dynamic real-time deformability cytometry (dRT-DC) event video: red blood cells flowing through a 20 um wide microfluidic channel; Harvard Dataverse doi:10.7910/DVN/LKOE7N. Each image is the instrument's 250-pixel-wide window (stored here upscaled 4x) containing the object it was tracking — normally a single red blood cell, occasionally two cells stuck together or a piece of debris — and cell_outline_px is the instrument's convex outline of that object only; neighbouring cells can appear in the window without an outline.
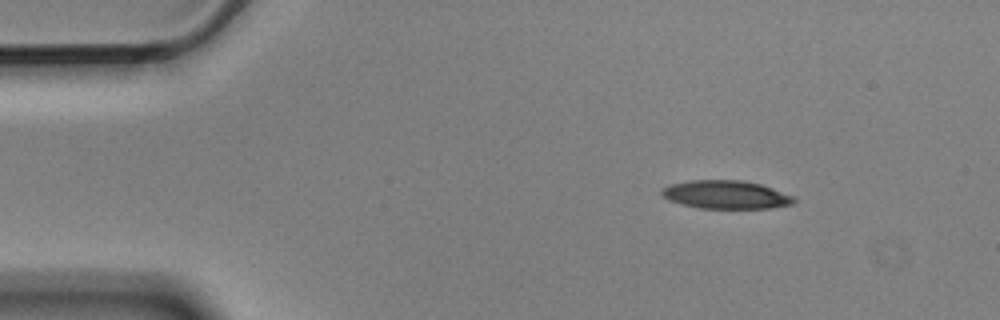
{"species": "Egyptian fruit bat (a non-hibernating species)", "species_latin": "Rousettus aegyptiacus", "temperature_condition": "cold", "stored_images_in_passage": 5, "camera_frame_rate_fps": 3000, "um_per_image_px": 0.085, "animal": {"sex": "male"}, "frame": {"image": 1, "passage_image": 2, "time_ms": 0.333, "image_size_px": [1000, 320], "cell_outline_px": [[796, 200], [792, 204], [768, 208], [700, 208], [668, 200], [660, 192], [664, 188], [672, 184], [692, 180], [740, 180], [760, 184], [796, 196]], "centroid_in_image_um": [61.75, 16.54], "position_along_channel_um": 23.3, "area_um2": 21.56}}
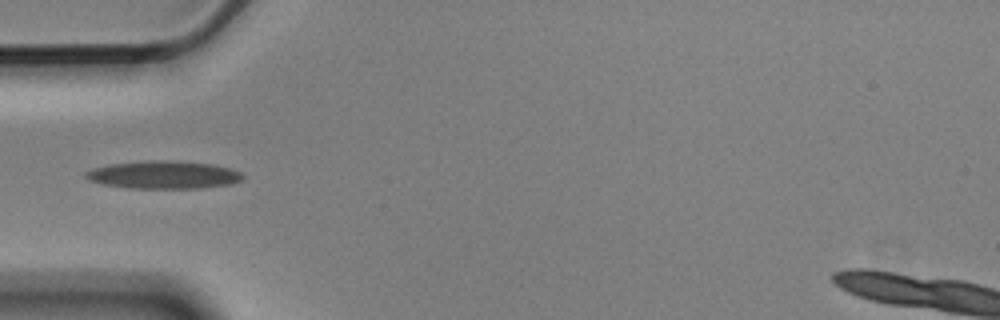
{"frame": {"image": 2, "passage_image": 5, "time_ms": 1.333, "image_size_px": [1000, 320], "cell_outline_px": [[244, 176], [240, 180], [232, 184], [200, 188], [128, 188], [104, 184], [88, 180], [84, 176], [84, 172], [108, 164], [148, 160], [168, 160], [216, 164], [240, 172]], "centroid_in_image_um": [13.9, 14.85], "position_along_channel_um": 71.1, "area_um2": 25.49}}